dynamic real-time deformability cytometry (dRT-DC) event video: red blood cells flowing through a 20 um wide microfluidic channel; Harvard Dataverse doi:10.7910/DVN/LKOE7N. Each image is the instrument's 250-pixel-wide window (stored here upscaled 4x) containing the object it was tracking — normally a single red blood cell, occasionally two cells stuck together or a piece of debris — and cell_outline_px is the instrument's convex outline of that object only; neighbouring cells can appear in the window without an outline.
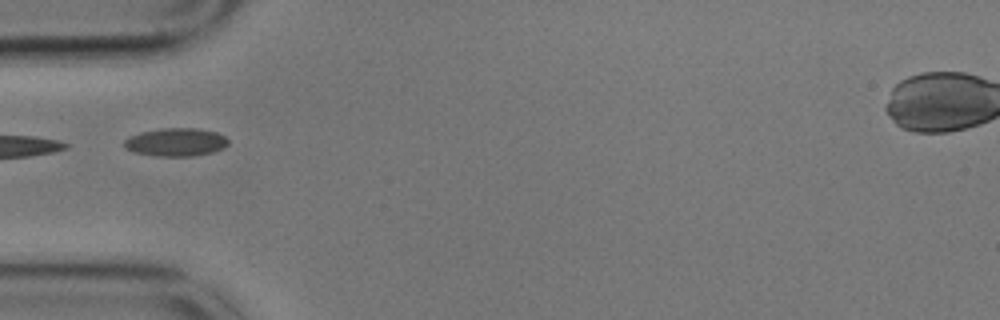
{"species": "common noctule bat (a hibernating species)", "species_latin": "Nyctalus noctula", "temperature_condition": "cold", "stored_images_in_passage": 19, "camera_frame_rate_fps": 3000, "um_per_image_px": 0.085, "animal": {"sex": "male", "body_mass_g": 17.9}, "frame": {"image": 1, "passage_image": 1, "time_ms": 0.0, "image_size_px": [1000, 320], "cell_outline_px": [[228, 144], [224, 148], [212, 152], [192, 156], [156, 156], [132, 152], [124, 148], [124, 140], [128, 136], [140, 132], [160, 128], [196, 128], [216, 132], [224, 136], [228, 140]], "centroid_in_image_um": [14.91, 12.08], "position_along_channel_um": 70.1, "area_um2": 17.22}}